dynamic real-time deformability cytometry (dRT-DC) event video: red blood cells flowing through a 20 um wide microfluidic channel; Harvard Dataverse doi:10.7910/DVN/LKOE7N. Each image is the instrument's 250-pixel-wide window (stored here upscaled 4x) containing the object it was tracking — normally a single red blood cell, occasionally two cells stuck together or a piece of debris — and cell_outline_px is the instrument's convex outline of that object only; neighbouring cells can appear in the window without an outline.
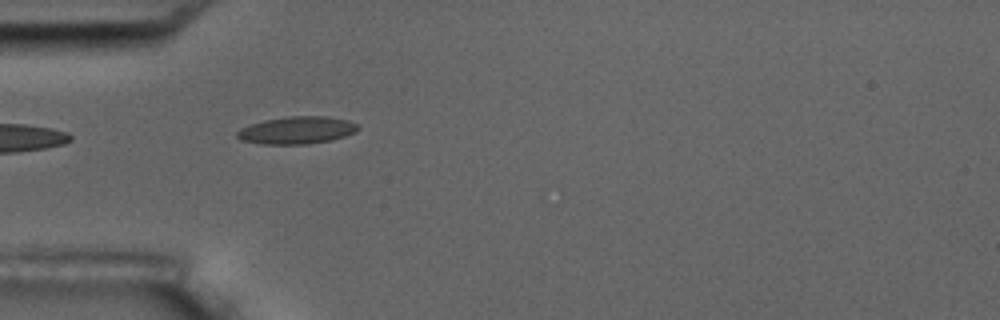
{"species": "common noctule bat (a hibernating species)", "species_latin": "Nyctalus noctula", "temperature_condition": "room temperature", "stored_images_in_passage": 7, "camera_frame_rate_fps": 3000, "um_per_image_px": 0.085, "animal": {"sex": "male", "body_mass_g": 17.5, "forearm_length_mm": 52.3}, "frame": {"image": 1, "passage_image": 6, "time_ms": 6.0, "image_size_px": [1000, 320], "cell_outline_px": [[360, 128], [356, 132], [332, 140], [304, 144], [260, 144], [240, 140], [236, 136], [236, 132], [240, 128], [264, 120], [288, 116], [324, 116], [348, 120], [356, 124]], "centroid_in_image_um": [25.21, 11.07], "position_along_channel_um": 59.8, "area_um2": 19.31}}